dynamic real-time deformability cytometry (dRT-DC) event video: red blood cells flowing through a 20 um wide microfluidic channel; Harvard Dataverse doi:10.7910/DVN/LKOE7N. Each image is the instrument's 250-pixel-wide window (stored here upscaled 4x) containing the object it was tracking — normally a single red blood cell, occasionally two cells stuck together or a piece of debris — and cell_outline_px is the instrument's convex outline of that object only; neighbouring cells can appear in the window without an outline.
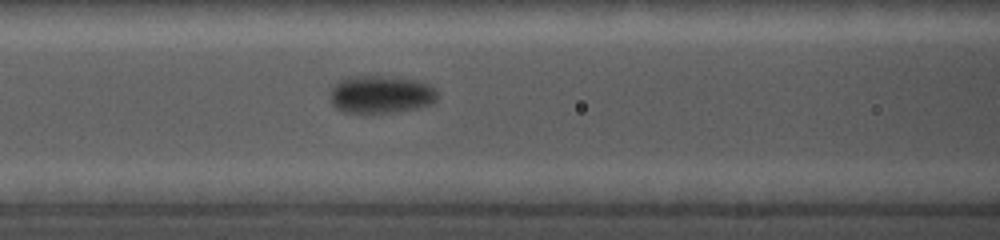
{"species": "common noctule bat (a hibernating species)", "species_latin": "Nyctalus noctula", "temperature_condition": "cold", "stored_images_in_passage": 11, "camera_frame_rate_fps": 5000, "um_per_image_px": 0.085, "animal": {"sex": "female", "body_mass_g": 19.0, "forearm_length_mm": 56.7}, "frame": {"image": 1, "passage_image": 5, "time_ms": 2.8, "image_size_px": [1000, 240], "cell_outline_px": [[436, 100], [428, 104], [416, 108], [388, 112], [344, 112], [336, 108], [332, 104], [332, 88], [340, 80], [360, 76], [380, 76], [416, 80], [428, 84], [436, 92]], "centroid_in_image_um": [32.36, 8.02], "position_along_channel_um": 134.2, "area_um2": 22.77}}
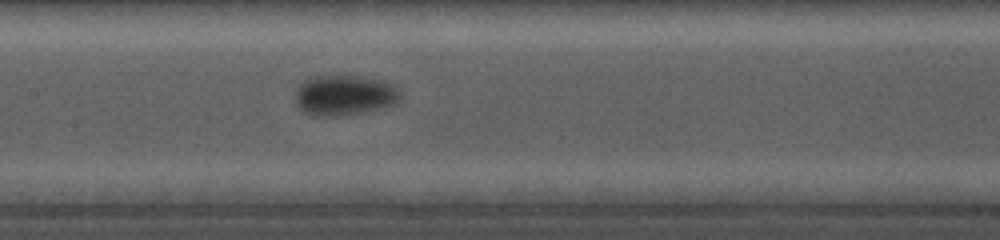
{"frame": {"image": 2, "passage_image": 8, "time_ms": 4.0, "image_size_px": [1000, 240], "cell_outline_px": [[400, 100], [396, 104], [384, 108], [336, 116], [320, 116], [304, 112], [296, 104], [296, 88], [304, 80], [320, 76], [356, 76], [380, 80], [392, 84], [400, 92]], "centroid_in_image_um": [29.29, 8.1], "position_along_channel_um": 178.1, "area_um2": 24.45}}